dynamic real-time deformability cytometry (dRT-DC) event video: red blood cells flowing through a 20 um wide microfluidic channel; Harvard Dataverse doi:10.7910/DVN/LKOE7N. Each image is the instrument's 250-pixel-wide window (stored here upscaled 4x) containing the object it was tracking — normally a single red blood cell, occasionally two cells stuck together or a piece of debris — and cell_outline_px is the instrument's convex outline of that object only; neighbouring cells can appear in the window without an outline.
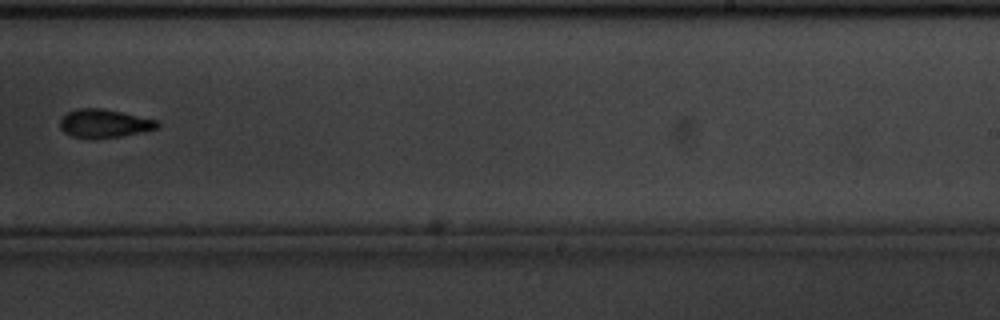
{"species": "common noctule bat (a hibernating species)", "species_latin": "Nyctalus noctula", "temperature_condition": "cold", "stored_images_in_passage": 17, "camera_frame_rate_fps": 3000, "um_per_image_px": 0.085, "animal": {"sex": "male", "body_mass_g": 20.1, "forearm_length_mm": 53.5}, "frame": {"image": 1, "passage_image": 12, "time_ms": 3.667, "image_size_px": [1000, 320], "cell_outline_px": [[160, 124], [156, 128], [120, 136], [72, 136], [64, 132], [60, 128], [60, 116], [76, 108], [100, 108], [120, 112], [156, 120]], "centroid_in_image_um": [8.8, 10.45], "position_along_channel_um": 280.2, "area_um2": 15.37}}
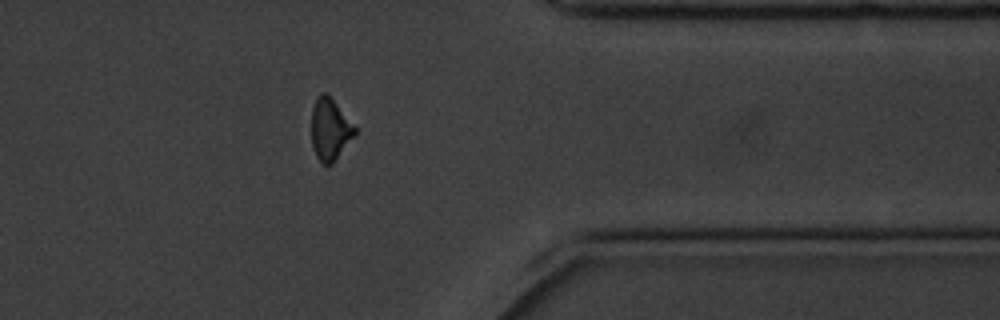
{"frame": {"image": 2, "passage_image": 15, "time_ms": 4.667, "image_size_px": [1000, 320], "cell_outline_px": [[356, 136], [332, 164], [324, 164], [316, 156], [312, 144], [312, 108], [316, 96], [320, 92], [324, 92], [336, 104], [356, 128]], "centroid_in_image_um": [28.05, 11.01], "position_along_channel_um": 383.3, "area_um2": 15.49}}